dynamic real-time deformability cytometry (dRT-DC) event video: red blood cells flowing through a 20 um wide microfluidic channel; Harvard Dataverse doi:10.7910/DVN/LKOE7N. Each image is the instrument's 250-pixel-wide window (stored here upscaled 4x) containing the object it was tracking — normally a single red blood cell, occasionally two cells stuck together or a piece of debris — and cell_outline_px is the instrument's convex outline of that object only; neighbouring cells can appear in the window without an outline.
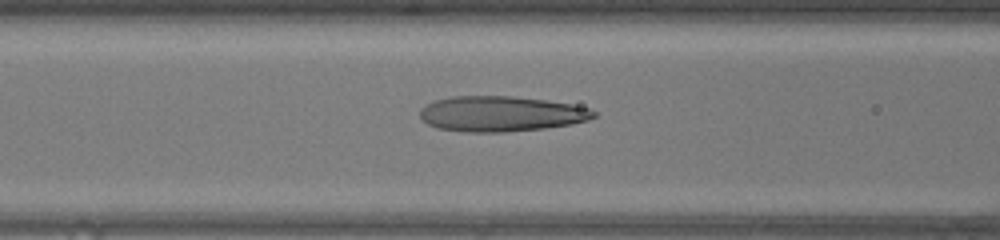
{"species": "human", "species_latin": "Homo sapiens", "temperature_condition": "warm", "stored_images_in_passage": 47, "camera_frame_rate_fps": 3000, "um_per_image_px": 0.085, "donor": {"sex": "female"}, "frame": {"image": 1, "passage_image": 19, "time_ms": 6.0, "image_size_px": [1000, 240], "cell_outline_px": [[596, 116], [588, 120], [572, 124], [544, 128], [504, 132], [468, 132], [436, 128], [428, 124], [420, 116], [420, 108], [424, 104], [436, 100], [452, 96], [512, 96], [544, 100], [572, 104], [588, 108], [596, 112]], "centroid_in_image_um": [42.57, 9.67], "position_along_channel_um": 124.0, "area_um2": 35.84}}
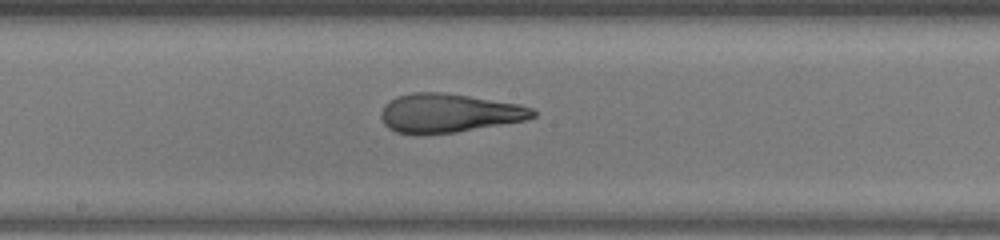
{"frame": {"image": 2, "passage_image": 25, "time_ms": 8.0, "image_size_px": [1000, 240], "cell_outline_px": [[536, 116], [528, 120], [456, 132], [416, 136], [396, 132], [388, 128], [384, 124], [380, 116], [380, 112], [384, 104], [396, 96], [412, 92], [444, 92], [520, 104], [532, 108], [536, 112]], "centroid_in_image_um": [38.12, 9.62], "position_along_channel_um": 210.1, "area_um2": 34.97}}
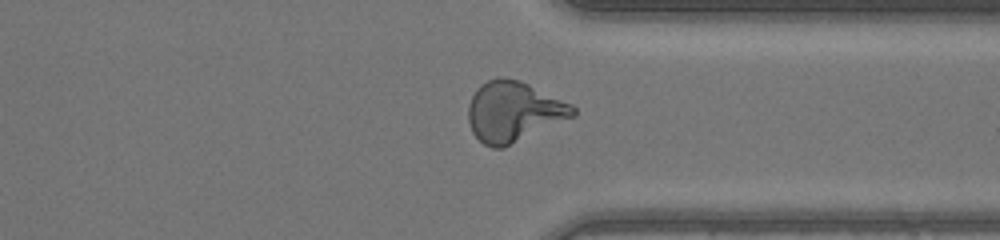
{"frame": {"image": 3, "passage_image": 36, "time_ms": 11.667, "image_size_px": [1000, 240], "cell_outline_px": [[576, 116], [504, 148], [492, 148], [484, 144], [472, 132], [468, 120], [468, 104], [476, 88], [480, 84], [488, 80], [520, 80], [572, 104], [576, 108]], "centroid_in_image_um": [43.67, 9.52], "position_along_channel_um": 367.7, "area_um2": 36.65}, "authors_computed_cell_mechanics": {"area_um2": 35.836, "velocity_mm_per_s": 4.3263, "shape_relaxation_time_tau1_ms": null, "shape_relaxation_time_tau2_ms": 1.133, "deformation_change_tau1": null, "deformation_change_tau2": 0.1027}}